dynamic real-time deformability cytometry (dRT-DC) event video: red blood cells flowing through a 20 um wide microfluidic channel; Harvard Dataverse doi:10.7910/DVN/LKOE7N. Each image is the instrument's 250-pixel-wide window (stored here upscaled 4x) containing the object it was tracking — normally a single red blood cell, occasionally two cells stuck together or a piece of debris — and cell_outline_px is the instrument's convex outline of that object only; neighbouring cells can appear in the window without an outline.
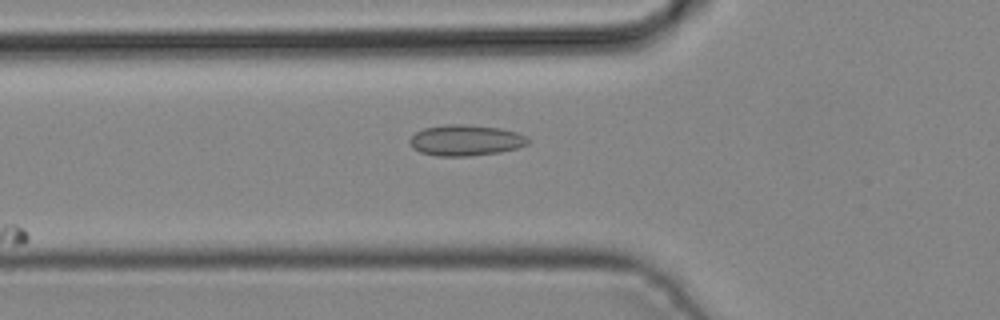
{"species": "common noctule bat (a hibernating species)", "species_latin": "Nyctalus noctula", "temperature_condition": "cold", "stored_images_in_passage": 6, "camera_frame_rate_fps": 3000, "um_per_image_px": 0.085, "animal": {"sex": "male", "body_mass_g": 19.2, "forearm_length_mm": 51.8}, "frame": {"image": 1, "passage_image": 5, "time_ms": 1.333, "image_size_px": [1000, 320], "cell_outline_px": [[528, 144], [516, 148], [500, 152], [468, 156], [436, 156], [420, 152], [412, 148], [408, 140], [416, 132], [424, 128], [448, 124], [464, 124], [500, 128], [516, 132], [528, 136]], "centroid_in_image_um": [39.56, 11.92], "position_along_channel_um": 86.2, "area_um2": 21.33}}